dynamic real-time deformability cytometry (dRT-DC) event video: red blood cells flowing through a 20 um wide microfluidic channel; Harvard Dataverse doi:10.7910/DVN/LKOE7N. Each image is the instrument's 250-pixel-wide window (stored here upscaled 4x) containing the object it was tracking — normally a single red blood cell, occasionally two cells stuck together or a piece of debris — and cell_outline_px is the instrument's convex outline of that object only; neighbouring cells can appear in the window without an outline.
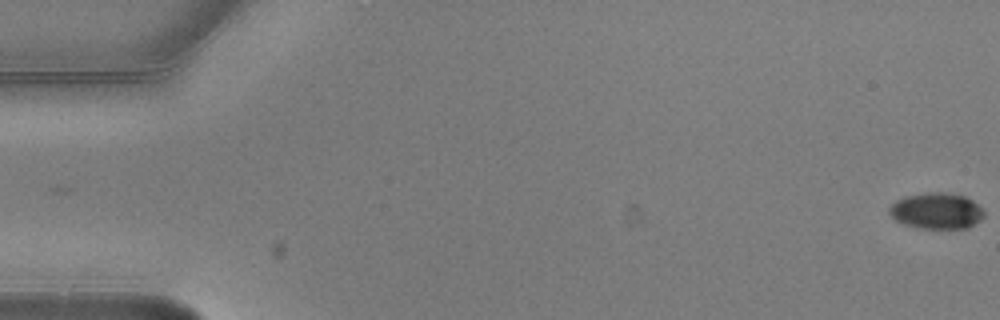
{"species": "common noctule bat (a hibernating species)", "species_latin": "Nyctalus noctula", "temperature_condition": "warm", "stored_images_in_passage": 2, "camera_frame_rate_fps": 3000, "um_per_image_px": 0.085, "animal": {"sex": "male", "body_mass_g": 20.5, "forearm_length_mm": 52.5}, "frame": {"image": 1, "passage_image": 2, "time_ms": 0.333, "image_size_px": [1000, 320], "cell_outline_px": [[984, 216], [980, 220], [968, 228], [916, 228], [904, 224], [896, 220], [888, 212], [888, 208], [896, 200], [904, 196], [928, 192], [944, 192], [964, 196], [972, 200], [984, 208]], "centroid_in_image_um": [79.61, 17.92], "position_along_channel_um": 5.4, "area_um2": 20.06}}